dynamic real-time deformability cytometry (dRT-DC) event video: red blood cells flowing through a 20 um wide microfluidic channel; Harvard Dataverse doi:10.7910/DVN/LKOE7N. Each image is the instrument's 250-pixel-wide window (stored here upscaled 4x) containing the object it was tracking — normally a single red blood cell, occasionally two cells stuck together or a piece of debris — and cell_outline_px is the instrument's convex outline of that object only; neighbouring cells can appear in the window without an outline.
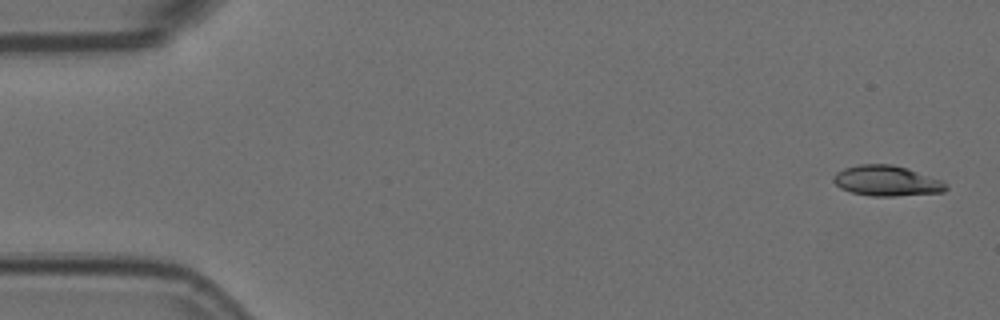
{"species": "Egyptian fruit bat (a non-hibernating species)", "species_latin": "Rousettus aegyptiacus", "temperature_condition": "room temperature", "stored_images_in_passage": 5, "camera_frame_rate_fps": 3000, "um_per_image_px": 0.085, "animal": {"sex": "female"}, "frame": {"image": 1, "passage_image": 1, "time_ms": 0.0, "image_size_px": [1000, 320], "cell_outline_px": [[948, 188], [944, 192], [896, 196], [872, 196], [852, 192], [840, 188], [832, 180], [836, 172], [844, 168], [860, 164], [892, 164], [908, 168], [940, 180], [948, 184]], "centroid_in_image_um": [75.37, 15.37], "position_along_channel_um": 9.6, "area_um2": 19.94}}
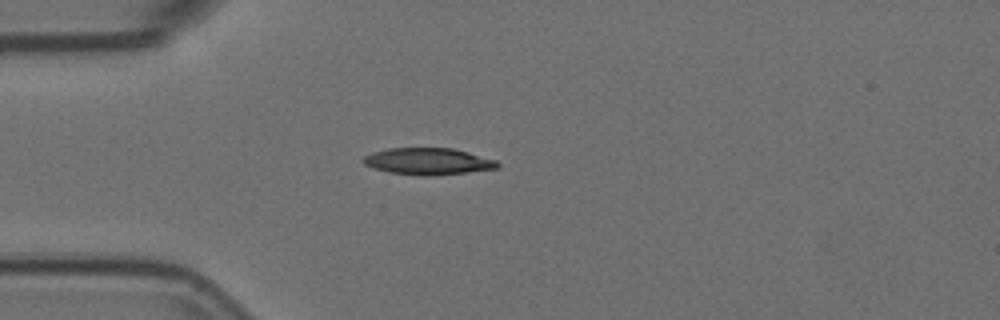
{"frame": {"image": 2, "passage_image": 5, "time_ms": 1.333, "image_size_px": [1000, 320], "cell_outline_px": [[500, 168], [468, 172], [424, 176], [388, 172], [364, 164], [360, 160], [364, 156], [372, 152], [388, 148], [452, 148], [468, 152], [496, 160], [500, 164]], "centroid_in_image_um": [36.38, 13.71], "position_along_channel_um": 48.6, "area_um2": 20.87}}